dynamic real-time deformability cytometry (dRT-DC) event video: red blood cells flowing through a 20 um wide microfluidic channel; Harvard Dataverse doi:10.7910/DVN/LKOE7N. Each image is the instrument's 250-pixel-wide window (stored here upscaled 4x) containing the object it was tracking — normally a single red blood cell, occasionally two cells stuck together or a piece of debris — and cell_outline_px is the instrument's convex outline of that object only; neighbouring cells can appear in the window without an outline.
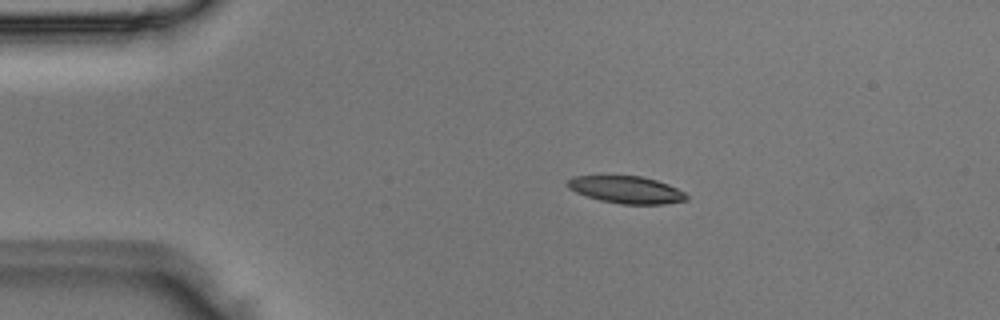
{"species": "Egyptian fruit bat (a non-hibernating species)", "species_latin": "Rousettus aegyptiacus", "temperature_condition": "room temperature", "stored_images_in_passage": 4, "camera_frame_rate_fps": 3000, "um_per_image_px": 0.085, "animal": {"sex": "male"}, "frame": {"image": 1, "passage_image": 2, "time_ms": 0.333, "image_size_px": [1000, 320], "cell_outline_px": [[688, 200], [664, 204], [620, 204], [600, 200], [576, 192], [568, 188], [564, 184], [572, 176], [640, 176], [656, 180], [668, 184], [684, 192], [688, 196]], "centroid_in_image_um": [53.23, 16.13], "position_along_channel_um": 31.8, "area_um2": 18.84}}